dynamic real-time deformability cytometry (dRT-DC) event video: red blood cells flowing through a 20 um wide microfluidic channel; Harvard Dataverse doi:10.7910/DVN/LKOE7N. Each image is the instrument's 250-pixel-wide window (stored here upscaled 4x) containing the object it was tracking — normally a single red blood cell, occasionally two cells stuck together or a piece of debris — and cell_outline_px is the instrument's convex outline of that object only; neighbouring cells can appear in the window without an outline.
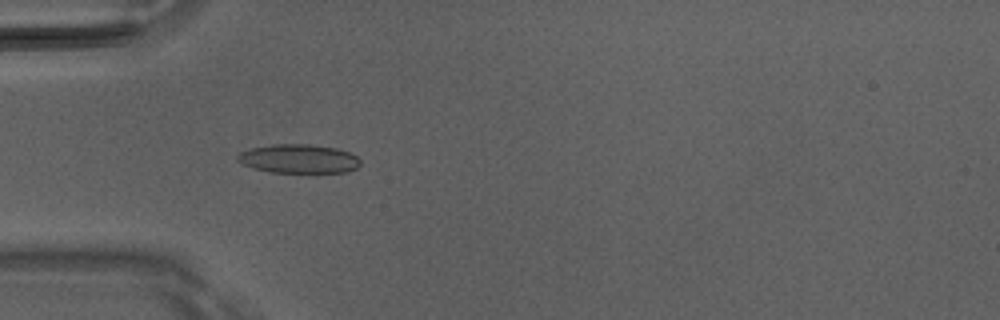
{"species": "Egyptian fruit bat (a non-hibernating species)", "species_latin": "Rousettus aegyptiacus", "temperature_condition": "room temperature", "stored_images_in_passage": 6, "camera_frame_rate_fps": 3000, "um_per_image_px": 0.085, "animal": {"sex": "male"}, "frame": {"image": 1, "passage_image": 5, "time_ms": 1.333, "image_size_px": [1000, 320], "cell_outline_px": [[360, 164], [356, 168], [344, 172], [312, 176], [268, 172], [252, 168], [240, 164], [236, 160], [236, 156], [240, 152], [252, 148], [272, 144], [308, 144], [336, 148], [348, 152], [356, 156], [360, 160]], "centroid_in_image_um": [25.37, 13.56], "position_along_channel_um": 59.6, "area_um2": 21.79}}